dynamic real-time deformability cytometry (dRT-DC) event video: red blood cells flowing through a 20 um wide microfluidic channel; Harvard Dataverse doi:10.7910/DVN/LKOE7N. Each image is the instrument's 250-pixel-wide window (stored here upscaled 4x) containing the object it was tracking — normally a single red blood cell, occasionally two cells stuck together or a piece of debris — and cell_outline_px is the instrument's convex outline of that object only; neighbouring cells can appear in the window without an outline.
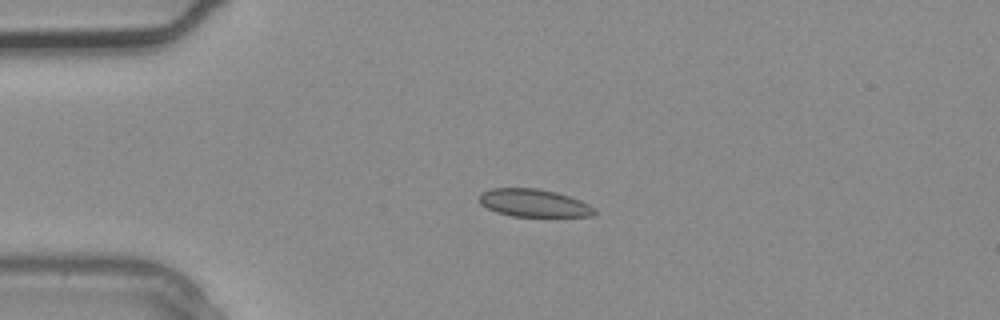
{"species": "common noctule bat (a hibernating species)", "species_latin": "Nyctalus noctula", "temperature_condition": "warm", "stored_images_in_passage": 3, "camera_frame_rate_fps": 3000, "um_per_image_px": 0.085, "animal": {"sex": "male", "body_mass_g": 20.4}, "frame": {"image": 1, "passage_image": 3, "time_ms": 0.667, "image_size_px": [1000, 320], "cell_outline_px": [[596, 212], [592, 216], [512, 216], [496, 212], [480, 204], [476, 200], [480, 192], [492, 188], [536, 188], [556, 192], [580, 200], [588, 204]], "centroid_in_image_um": [45.29, 17.24], "position_along_channel_um": 39.7, "area_um2": 18.61}}